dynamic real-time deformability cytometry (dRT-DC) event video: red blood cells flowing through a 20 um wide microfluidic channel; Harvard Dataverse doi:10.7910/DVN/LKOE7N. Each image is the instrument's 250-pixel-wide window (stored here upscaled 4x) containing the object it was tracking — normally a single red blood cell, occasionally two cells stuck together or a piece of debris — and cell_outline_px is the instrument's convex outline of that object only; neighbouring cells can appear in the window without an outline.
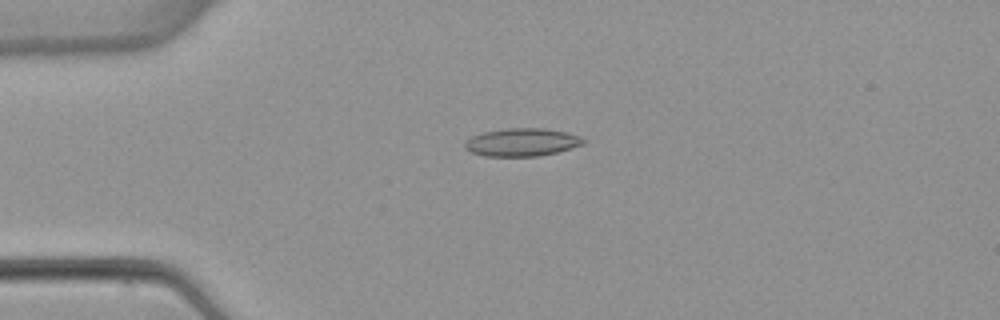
{"species": "common noctule bat (a hibernating species)", "species_latin": "Nyctalus noctula", "temperature_condition": "warm", "stored_images_in_passage": 1, "camera_frame_rate_fps": 3000, "um_per_image_px": 0.085, "animal": {"sex": "female", "body_mass_g": 22.7, "forearm_length_mm": 54.2}, "frame": {"image": 1, "passage_image": 1, "time_ms": 0.0, "image_size_px": [1000, 320], "cell_outline_px": [[588, 140], [584, 144], [572, 148], [540, 156], [484, 156], [472, 152], [464, 148], [464, 144], [472, 136], [484, 132], [508, 128], [544, 128], [564, 132], [580, 136]], "centroid_in_image_um": [44.4, 12.09], "position_along_channel_um": 40.6, "area_um2": 19.25}}